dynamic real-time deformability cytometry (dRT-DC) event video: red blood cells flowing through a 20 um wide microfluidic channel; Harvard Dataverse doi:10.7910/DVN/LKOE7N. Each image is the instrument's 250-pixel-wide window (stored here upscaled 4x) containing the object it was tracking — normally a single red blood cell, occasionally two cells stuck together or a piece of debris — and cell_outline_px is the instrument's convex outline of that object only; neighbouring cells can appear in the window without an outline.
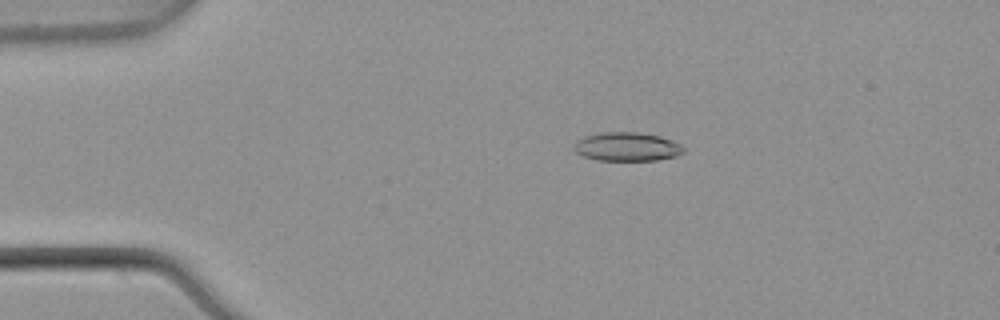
{"species": "common noctule bat (a hibernating species)", "species_latin": "Nyctalus noctula", "temperature_condition": "warm", "stored_images_in_passage": 46, "camera_frame_rate_fps": 3000, "um_per_image_px": 0.085, "animal": {"sex": "male", "body_mass_g": 21.5, "forearm_length_mm": 52.0}, "frame": {"image": 1, "passage_image": 4, "time_ms": 1.0, "image_size_px": [1000, 320], "cell_outline_px": [[688, 148], [684, 152], [676, 156], [656, 160], [596, 160], [584, 156], [576, 152], [572, 148], [576, 140], [584, 136], [600, 132], [640, 132], [660, 136], [672, 140]], "centroid_in_image_um": [53.3, 12.46], "position_along_channel_um": 31.7, "area_um2": 18.61}}
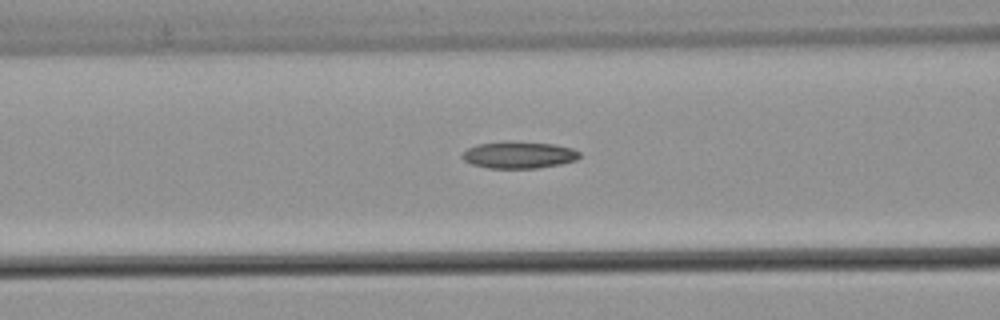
{"frame": {"image": 2, "passage_image": 15, "time_ms": 4.667, "image_size_px": [1000, 320], "cell_outline_px": [[580, 156], [576, 160], [560, 164], [536, 168], [488, 168], [472, 164], [464, 160], [460, 156], [468, 148], [476, 144], [504, 140], [508, 140], [556, 144], [572, 148], [580, 152]], "centroid_in_image_um": [44.09, 13.14], "position_along_channel_um": 122.5, "area_um2": 18.67}}
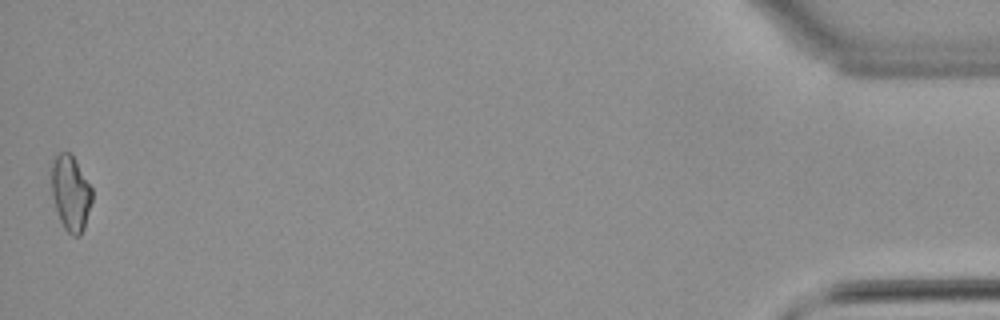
{"frame": {"image": 3, "passage_image": 46, "time_ms": 15.0, "image_size_px": [1000, 320], "cell_outline_px": [[92, 200], [84, 228], [80, 236], [72, 236], [64, 228], [60, 220], [52, 196], [52, 164], [56, 152], [68, 152], [72, 156], [92, 188]], "centroid_in_image_um": [6.0, 16.43], "position_along_channel_um": 429.2, "area_um2": 17.57}, "authors_computed_cell_mechanics": {"area_um2": 17.8313, "velocity_mm_per_s": 3.8871, "shape_relaxation_time_tau1_ms": null, "shape_relaxation_time_tau2_ms": 8.5179, "deformation_change_tau1": null, "deformation_change_tau2": 0.1794}}